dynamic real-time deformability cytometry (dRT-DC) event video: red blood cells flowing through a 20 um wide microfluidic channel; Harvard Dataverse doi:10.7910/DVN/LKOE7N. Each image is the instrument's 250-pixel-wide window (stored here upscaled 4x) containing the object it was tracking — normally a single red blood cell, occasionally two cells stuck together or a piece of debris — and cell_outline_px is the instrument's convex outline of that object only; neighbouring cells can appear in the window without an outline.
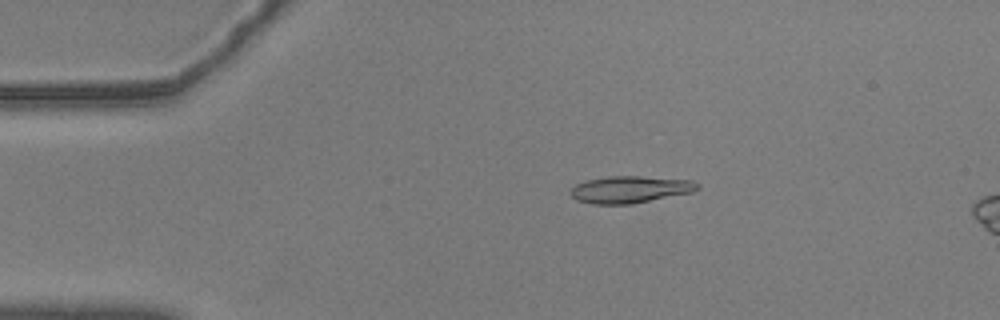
{"species": "common noctule bat (a hibernating species)", "species_latin": "Nyctalus noctula", "temperature_condition": "warm", "stored_images_in_passage": 4, "camera_frame_rate_fps": 3000, "um_per_image_px": 0.085, "animal": {"sex": "male", "body_mass_g": 20.5, "forearm_length_mm": 52.5}, "frame": {"image": 1, "passage_image": 3, "time_ms": 0.667, "image_size_px": [1000, 320], "cell_outline_px": [[700, 188], [692, 192], [632, 204], [592, 204], [576, 200], [568, 192], [576, 184], [588, 180], [608, 176], [640, 176], [692, 180], [700, 184]], "centroid_in_image_um": [53.56, 16.1], "position_along_channel_um": 31.4, "area_um2": 20.0}}